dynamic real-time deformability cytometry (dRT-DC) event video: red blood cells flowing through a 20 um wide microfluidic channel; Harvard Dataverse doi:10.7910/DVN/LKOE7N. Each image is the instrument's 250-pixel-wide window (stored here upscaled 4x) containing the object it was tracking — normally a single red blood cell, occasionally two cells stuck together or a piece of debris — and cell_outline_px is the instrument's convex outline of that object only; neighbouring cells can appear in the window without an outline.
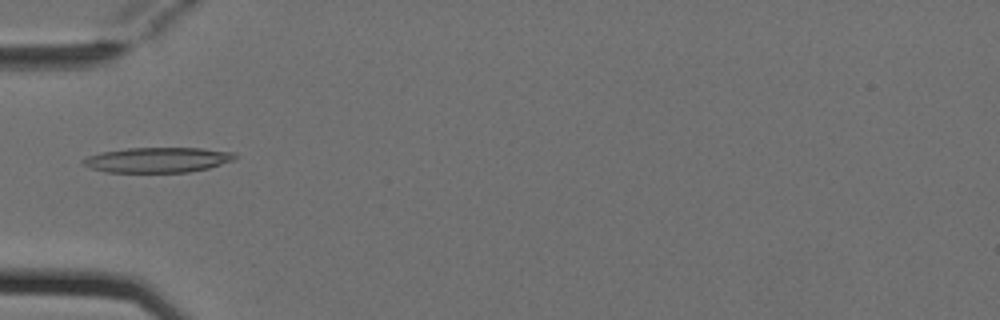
{"species": "Egyptian fruit bat (a non-hibernating species)", "species_latin": "Rousettus aegyptiacus", "temperature_condition": "cold", "stored_images_in_passage": 4, "camera_frame_rate_fps": 3000, "um_per_image_px": 0.085, "animal": {"sex": "female"}, "frame": {"image": 1, "passage_image": 4, "time_ms": 1.0, "image_size_px": [1000, 320], "cell_outline_px": [[236, 156], [232, 160], [208, 168], [188, 172], [104, 172], [92, 168], [84, 164], [80, 160], [88, 156], [100, 152], [128, 148], [200, 148], [236, 152]], "centroid_in_image_um": [13.38, 13.58], "position_along_channel_um": 71.6, "area_um2": 22.14}}